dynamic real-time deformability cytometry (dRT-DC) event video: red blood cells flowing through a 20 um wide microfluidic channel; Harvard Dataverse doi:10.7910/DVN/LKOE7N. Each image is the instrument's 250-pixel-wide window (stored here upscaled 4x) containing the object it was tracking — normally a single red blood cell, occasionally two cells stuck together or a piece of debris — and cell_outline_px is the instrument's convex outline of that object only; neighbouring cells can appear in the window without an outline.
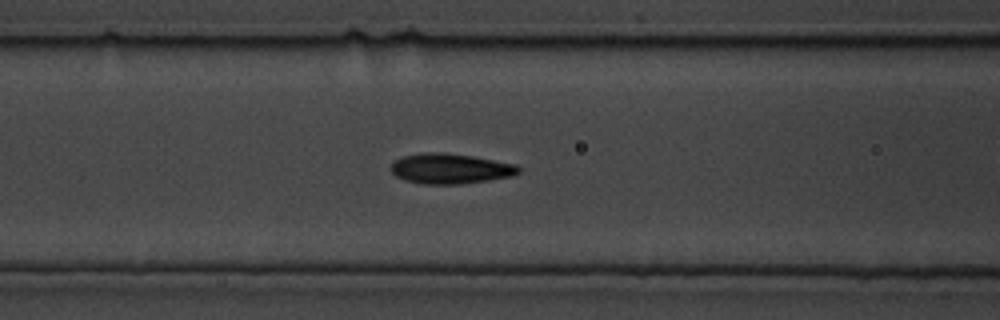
{"species": "common noctule bat (a hibernating species)", "species_latin": "Nyctalus noctula", "temperature_condition": "cold", "stored_images_in_passage": 11, "segment_of_instrument_passage": [1, 2], "camera_frame_rate_fps": 3000, "um_per_image_px": 0.085, "animal": {"sex": "male", "body_mass_g": 19.5, "forearm_length_mm": 54.6}, "frame": {"image": 1, "passage_image": 10, "time_ms": 3.0, "image_size_px": [1000, 320], "cell_outline_px": [[520, 172], [512, 176], [488, 180], [456, 184], [424, 184], [404, 180], [396, 176], [392, 172], [392, 164], [396, 160], [404, 156], [424, 152], [444, 152], [472, 156], [516, 164], [520, 168]], "centroid_in_image_um": [38.29, 14.33], "position_along_channel_um": 128.3, "area_um2": 22.31}}